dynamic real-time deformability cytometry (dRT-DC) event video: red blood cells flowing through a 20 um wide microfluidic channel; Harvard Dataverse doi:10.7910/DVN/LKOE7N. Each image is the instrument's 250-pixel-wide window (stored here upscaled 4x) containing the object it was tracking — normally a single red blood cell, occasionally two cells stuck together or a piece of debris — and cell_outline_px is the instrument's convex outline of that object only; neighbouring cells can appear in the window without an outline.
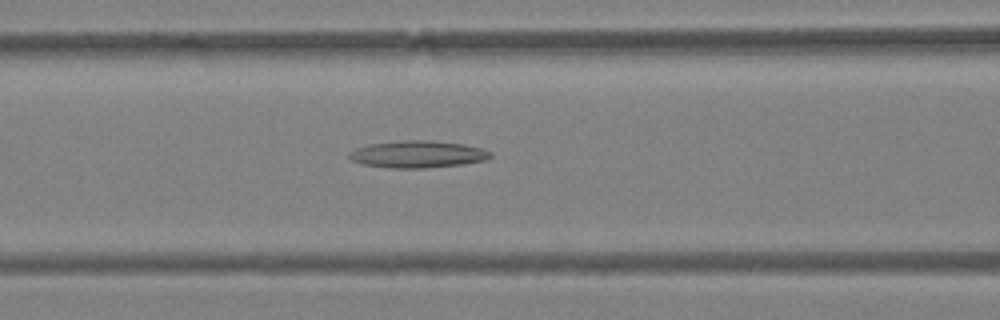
{"species": "Egyptian fruit bat (a non-hibernating species)", "species_latin": "Rousettus aegyptiacus", "temperature_condition": "warm", "stored_images_in_passage": 47, "camera_frame_rate_fps": 3000, "um_per_image_px": 0.085, "animal": {"sex": "female"}, "frame": {"image": 1, "passage_image": 22, "time_ms": 7.0, "image_size_px": [1000, 320], "cell_outline_px": [[492, 156], [488, 160], [460, 164], [424, 168], [388, 168], [364, 164], [352, 160], [348, 156], [348, 152], [356, 148], [368, 144], [400, 140], [428, 140], [464, 144], [480, 148], [492, 152]], "centroid_in_image_um": [35.49, 13.1], "position_along_channel_um": 131.1, "area_um2": 22.31}}
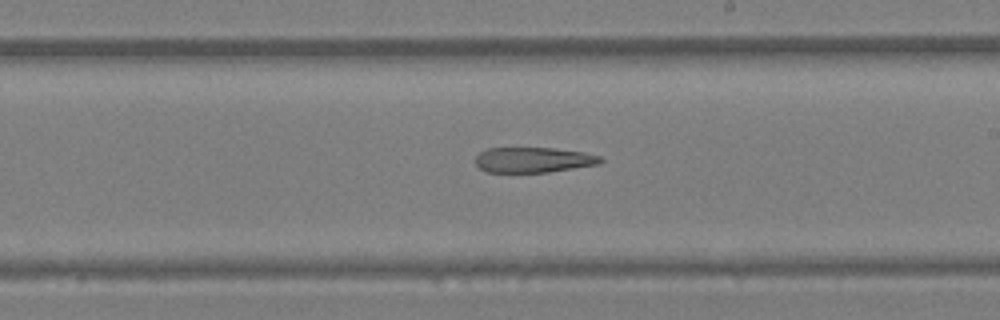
{"frame": {"image": 2, "passage_image": 30, "time_ms": 9.667, "image_size_px": [1000, 320], "cell_outline_px": [[604, 160], [600, 164], [548, 172], [484, 172], [476, 164], [476, 156], [480, 152], [488, 148], [552, 148], [584, 152], [600, 156]], "centroid_in_image_um": [45.34, 13.59], "position_along_channel_um": 243.7, "area_um2": 18.44}}
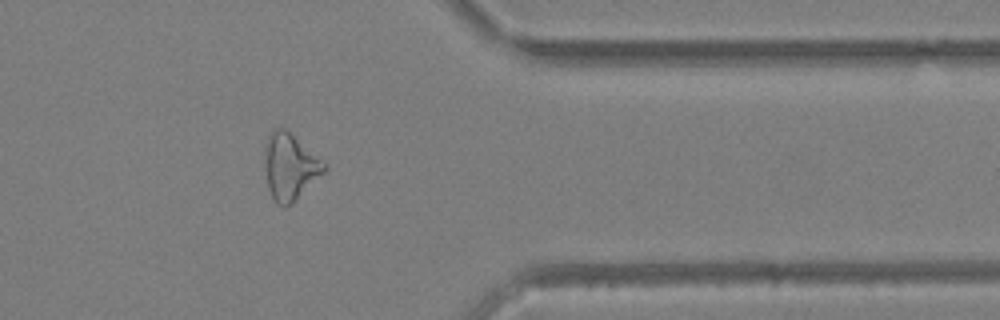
{"frame": {"image": 3, "passage_image": 41, "time_ms": 13.333, "image_size_px": [1000, 320], "cell_outline_px": [[328, 168], [292, 204], [284, 208], [276, 204], [268, 188], [264, 148], [268, 136], [272, 128], [284, 128], [328, 164]], "centroid_in_image_um": [24.65, 14.18], "position_along_channel_um": 386.7, "area_um2": 22.95}}